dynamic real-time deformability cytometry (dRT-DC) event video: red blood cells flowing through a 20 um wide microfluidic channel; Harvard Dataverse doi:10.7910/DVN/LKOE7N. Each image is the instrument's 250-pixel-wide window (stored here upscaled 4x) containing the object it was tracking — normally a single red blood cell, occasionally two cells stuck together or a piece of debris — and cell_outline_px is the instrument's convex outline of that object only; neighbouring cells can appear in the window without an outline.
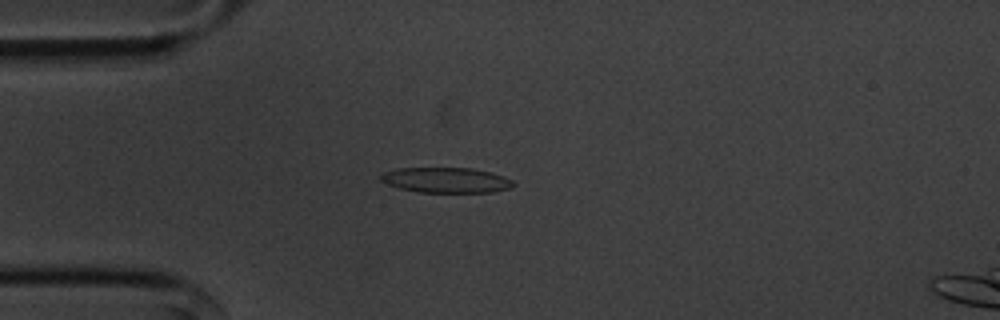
{"species": "common noctule bat (a hibernating species)", "species_latin": "Nyctalus noctula", "temperature_condition": "cold", "stored_images_in_passage": 44, "camera_frame_rate_fps": 3000, "um_per_image_px": 0.085, "animal": {"sex": "male", "body_mass_g": 20.1, "forearm_length_mm": 53.5}, "frame": {"image": 1, "passage_image": 3, "time_ms": 0.667, "image_size_px": [1000, 320], "cell_outline_px": [[516, 184], [512, 188], [492, 192], [420, 192], [400, 188], [388, 184], [380, 180], [380, 176], [384, 172], [396, 168], [472, 168], [504, 176], [512, 180]], "centroid_in_image_um": [37.94, 15.31], "position_along_channel_um": 47.1, "area_um2": 19.48}}
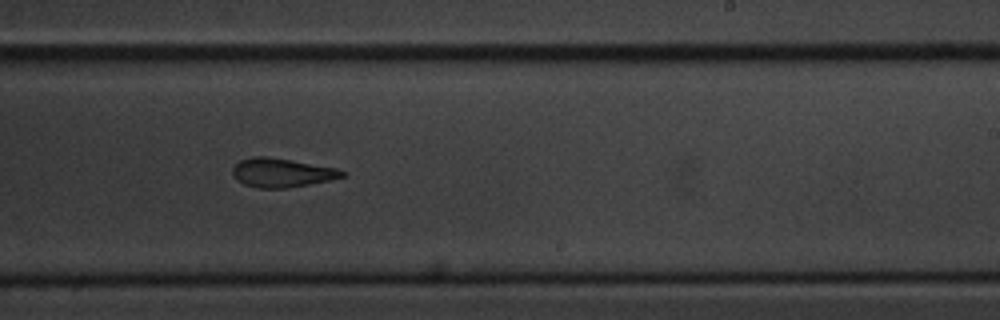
{"frame": {"image": 2, "passage_image": 22, "time_ms": 7.0, "image_size_px": [1000, 320], "cell_outline_px": [[348, 176], [308, 184], [284, 188], [256, 188], [244, 184], [236, 180], [232, 172], [232, 168], [240, 160], [252, 156], [268, 156], [336, 168], [348, 172]], "centroid_in_image_um": [23.94, 14.67], "position_along_channel_um": 265.1, "area_um2": 18.5}}
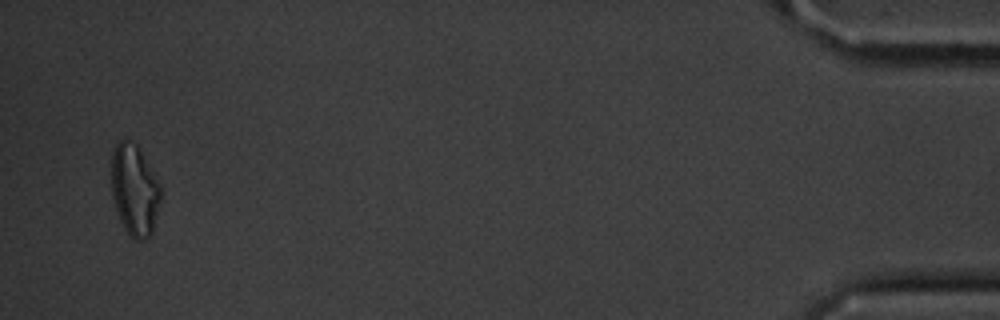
{"frame": {"image": 3, "passage_image": 42, "time_ms": 13.667, "image_size_px": [1000, 320], "cell_outline_px": [[160, 204], [152, 236], [140, 240], [136, 240], [124, 228], [120, 220], [112, 196], [112, 152], [116, 144], [124, 136], [136, 144], [140, 148], [160, 184]], "centroid_in_image_um": [11.45, 16.13], "position_along_channel_um": 423.8, "area_um2": 26.36}, "authors_computed_cell_mechanics": {"area_um2": 19.9699, "velocity_mm_per_s": 3.6354, "shape_relaxation_time_tau1_ms": 7.5768, "shape_relaxation_time_tau2_ms": 3.491, "deformation_change_tau1": 0.1928, "deformation_change_tau2": 0.1229}}